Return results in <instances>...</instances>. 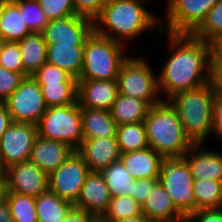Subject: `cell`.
I'll list each match as a JSON object with an SVG mask.
<instances>
[{
  "label": "cell",
  "instance_id": "19",
  "mask_svg": "<svg viewBox=\"0 0 222 222\" xmlns=\"http://www.w3.org/2000/svg\"><path fill=\"white\" fill-rule=\"evenodd\" d=\"M74 151L64 142L49 140L37 135L29 160L49 175L64 163Z\"/></svg>",
  "mask_w": 222,
  "mask_h": 222
},
{
  "label": "cell",
  "instance_id": "40",
  "mask_svg": "<svg viewBox=\"0 0 222 222\" xmlns=\"http://www.w3.org/2000/svg\"><path fill=\"white\" fill-rule=\"evenodd\" d=\"M110 0H73L76 15L94 21Z\"/></svg>",
  "mask_w": 222,
  "mask_h": 222
},
{
  "label": "cell",
  "instance_id": "37",
  "mask_svg": "<svg viewBox=\"0 0 222 222\" xmlns=\"http://www.w3.org/2000/svg\"><path fill=\"white\" fill-rule=\"evenodd\" d=\"M0 65L24 77V67L18 42L5 41L0 48Z\"/></svg>",
  "mask_w": 222,
  "mask_h": 222
},
{
  "label": "cell",
  "instance_id": "39",
  "mask_svg": "<svg viewBox=\"0 0 222 222\" xmlns=\"http://www.w3.org/2000/svg\"><path fill=\"white\" fill-rule=\"evenodd\" d=\"M24 77L0 65V101H5L19 86Z\"/></svg>",
  "mask_w": 222,
  "mask_h": 222
},
{
  "label": "cell",
  "instance_id": "2",
  "mask_svg": "<svg viewBox=\"0 0 222 222\" xmlns=\"http://www.w3.org/2000/svg\"><path fill=\"white\" fill-rule=\"evenodd\" d=\"M144 1L110 0L93 21L94 31L125 46H128L126 43L129 40H134L152 29H157L160 33V17L146 9L142 3Z\"/></svg>",
  "mask_w": 222,
  "mask_h": 222
},
{
  "label": "cell",
  "instance_id": "35",
  "mask_svg": "<svg viewBox=\"0 0 222 222\" xmlns=\"http://www.w3.org/2000/svg\"><path fill=\"white\" fill-rule=\"evenodd\" d=\"M23 14L24 22L31 32H41L48 24V19L37 0H17L15 2Z\"/></svg>",
  "mask_w": 222,
  "mask_h": 222
},
{
  "label": "cell",
  "instance_id": "36",
  "mask_svg": "<svg viewBox=\"0 0 222 222\" xmlns=\"http://www.w3.org/2000/svg\"><path fill=\"white\" fill-rule=\"evenodd\" d=\"M32 77L37 81L38 85H46L47 83H77V79L73 78L69 73L47 62Z\"/></svg>",
  "mask_w": 222,
  "mask_h": 222
},
{
  "label": "cell",
  "instance_id": "5",
  "mask_svg": "<svg viewBox=\"0 0 222 222\" xmlns=\"http://www.w3.org/2000/svg\"><path fill=\"white\" fill-rule=\"evenodd\" d=\"M126 47L93 30L84 42L83 67L78 80H117L120 67L128 58Z\"/></svg>",
  "mask_w": 222,
  "mask_h": 222
},
{
  "label": "cell",
  "instance_id": "41",
  "mask_svg": "<svg viewBox=\"0 0 222 222\" xmlns=\"http://www.w3.org/2000/svg\"><path fill=\"white\" fill-rule=\"evenodd\" d=\"M157 183L158 178L135 179L132 182V198H134L142 206Z\"/></svg>",
  "mask_w": 222,
  "mask_h": 222
},
{
  "label": "cell",
  "instance_id": "48",
  "mask_svg": "<svg viewBox=\"0 0 222 222\" xmlns=\"http://www.w3.org/2000/svg\"><path fill=\"white\" fill-rule=\"evenodd\" d=\"M7 192V171L0 166V201L6 198Z\"/></svg>",
  "mask_w": 222,
  "mask_h": 222
},
{
  "label": "cell",
  "instance_id": "47",
  "mask_svg": "<svg viewBox=\"0 0 222 222\" xmlns=\"http://www.w3.org/2000/svg\"><path fill=\"white\" fill-rule=\"evenodd\" d=\"M0 222H13L6 198L0 201Z\"/></svg>",
  "mask_w": 222,
  "mask_h": 222
},
{
  "label": "cell",
  "instance_id": "1",
  "mask_svg": "<svg viewBox=\"0 0 222 222\" xmlns=\"http://www.w3.org/2000/svg\"><path fill=\"white\" fill-rule=\"evenodd\" d=\"M158 35L167 36L172 53L157 75L159 93L165 95L163 100L212 80V45L191 34L160 31Z\"/></svg>",
  "mask_w": 222,
  "mask_h": 222
},
{
  "label": "cell",
  "instance_id": "27",
  "mask_svg": "<svg viewBox=\"0 0 222 222\" xmlns=\"http://www.w3.org/2000/svg\"><path fill=\"white\" fill-rule=\"evenodd\" d=\"M38 222H63L74 205L51 191L35 198Z\"/></svg>",
  "mask_w": 222,
  "mask_h": 222
},
{
  "label": "cell",
  "instance_id": "21",
  "mask_svg": "<svg viewBox=\"0 0 222 222\" xmlns=\"http://www.w3.org/2000/svg\"><path fill=\"white\" fill-rule=\"evenodd\" d=\"M163 157L152 148L121 153L120 161L134 179H155L160 174V162Z\"/></svg>",
  "mask_w": 222,
  "mask_h": 222
},
{
  "label": "cell",
  "instance_id": "4",
  "mask_svg": "<svg viewBox=\"0 0 222 222\" xmlns=\"http://www.w3.org/2000/svg\"><path fill=\"white\" fill-rule=\"evenodd\" d=\"M143 122L148 146L162 157H181L193 145L168 100L151 106Z\"/></svg>",
  "mask_w": 222,
  "mask_h": 222
},
{
  "label": "cell",
  "instance_id": "22",
  "mask_svg": "<svg viewBox=\"0 0 222 222\" xmlns=\"http://www.w3.org/2000/svg\"><path fill=\"white\" fill-rule=\"evenodd\" d=\"M84 45L74 43H54L47 45L46 62L58 66L77 79L83 67Z\"/></svg>",
  "mask_w": 222,
  "mask_h": 222
},
{
  "label": "cell",
  "instance_id": "50",
  "mask_svg": "<svg viewBox=\"0 0 222 222\" xmlns=\"http://www.w3.org/2000/svg\"><path fill=\"white\" fill-rule=\"evenodd\" d=\"M5 43V40L2 36V33L0 32V48L2 47V45Z\"/></svg>",
  "mask_w": 222,
  "mask_h": 222
},
{
  "label": "cell",
  "instance_id": "14",
  "mask_svg": "<svg viewBox=\"0 0 222 222\" xmlns=\"http://www.w3.org/2000/svg\"><path fill=\"white\" fill-rule=\"evenodd\" d=\"M8 192L38 197L49 190L48 174L30 160L6 169Z\"/></svg>",
  "mask_w": 222,
  "mask_h": 222
},
{
  "label": "cell",
  "instance_id": "3",
  "mask_svg": "<svg viewBox=\"0 0 222 222\" xmlns=\"http://www.w3.org/2000/svg\"><path fill=\"white\" fill-rule=\"evenodd\" d=\"M216 92L211 80L200 87L178 92L168 99L177 110L185 135L193 144H205L208 136H212Z\"/></svg>",
  "mask_w": 222,
  "mask_h": 222
},
{
  "label": "cell",
  "instance_id": "28",
  "mask_svg": "<svg viewBox=\"0 0 222 222\" xmlns=\"http://www.w3.org/2000/svg\"><path fill=\"white\" fill-rule=\"evenodd\" d=\"M106 180L112 197L125 195L132 197V182L135 180L123 163L118 160L100 172Z\"/></svg>",
  "mask_w": 222,
  "mask_h": 222
},
{
  "label": "cell",
  "instance_id": "31",
  "mask_svg": "<svg viewBox=\"0 0 222 222\" xmlns=\"http://www.w3.org/2000/svg\"><path fill=\"white\" fill-rule=\"evenodd\" d=\"M39 86L47 108L77 102V83H47Z\"/></svg>",
  "mask_w": 222,
  "mask_h": 222
},
{
  "label": "cell",
  "instance_id": "38",
  "mask_svg": "<svg viewBox=\"0 0 222 222\" xmlns=\"http://www.w3.org/2000/svg\"><path fill=\"white\" fill-rule=\"evenodd\" d=\"M46 18L57 20L76 15L73 0H37Z\"/></svg>",
  "mask_w": 222,
  "mask_h": 222
},
{
  "label": "cell",
  "instance_id": "26",
  "mask_svg": "<svg viewBox=\"0 0 222 222\" xmlns=\"http://www.w3.org/2000/svg\"><path fill=\"white\" fill-rule=\"evenodd\" d=\"M0 32L5 41L17 42L32 33L15 2L0 3Z\"/></svg>",
  "mask_w": 222,
  "mask_h": 222
},
{
  "label": "cell",
  "instance_id": "9",
  "mask_svg": "<svg viewBox=\"0 0 222 222\" xmlns=\"http://www.w3.org/2000/svg\"><path fill=\"white\" fill-rule=\"evenodd\" d=\"M219 0H167L166 20L161 31L171 34H193L205 21L209 10Z\"/></svg>",
  "mask_w": 222,
  "mask_h": 222
},
{
  "label": "cell",
  "instance_id": "53",
  "mask_svg": "<svg viewBox=\"0 0 222 222\" xmlns=\"http://www.w3.org/2000/svg\"><path fill=\"white\" fill-rule=\"evenodd\" d=\"M221 184V197H222V180L220 181Z\"/></svg>",
  "mask_w": 222,
  "mask_h": 222
},
{
  "label": "cell",
  "instance_id": "46",
  "mask_svg": "<svg viewBox=\"0 0 222 222\" xmlns=\"http://www.w3.org/2000/svg\"><path fill=\"white\" fill-rule=\"evenodd\" d=\"M12 122L5 102L0 101V139Z\"/></svg>",
  "mask_w": 222,
  "mask_h": 222
},
{
  "label": "cell",
  "instance_id": "25",
  "mask_svg": "<svg viewBox=\"0 0 222 222\" xmlns=\"http://www.w3.org/2000/svg\"><path fill=\"white\" fill-rule=\"evenodd\" d=\"M150 107L146 101L118 93L109 111L117 126H119L143 122Z\"/></svg>",
  "mask_w": 222,
  "mask_h": 222
},
{
  "label": "cell",
  "instance_id": "7",
  "mask_svg": "<svg viewBox=\"0 0 222 222\" xmlns=\"http://www.w3.org/2000/svg\"><path fill=\"white\" fill-rule=\"evenodd\" d=\"M38 135L64 142L77 151L83 142L81 111L78 102L50 107L37 123Z\"/></svg>",
  "mask_w": 222,
  "mask_h": 222
},
{
  "label": "cell",
  "instance_id": "52",
  "mask_svg": "<svg viewBox=\"0 0 222 222\" xmlns=\"http://www.w3.org/2000/svg\"><path fill=\"white\" fill-rule=\"evenodd\" d=\"M222 51V41L216 45Z\"/></svg>",
  "mask_w": 222,
  "mask_h": 222
},
{
  "label": "cell",
  "instance_id": "6",
  "mask_svg": "<svg viewBox=\"0 0 222 222\" xmlns=\"http://www.w3.org/2000/svg\"><path fill=\"white\" fill-rule=\"evenodd\" d=\"M158 182L168 192L174 206L186 219L197 211V201L193 193L194 177L183 156L161 159Z\"/></svg>",
  "mask_w": 222,
  "mask_h": 222
},
{
  "label": "cell",
  "instance_id": "13",
  "mask_svg": "<svg viewBox=\"0 0 222 222\" xmlns=\"http://www.w3.org/2000/svg\"><path fill=\"white\" fill-rule=\"evenodd\" d=\"M93 30L92 20L83 16L73 15L48 21L41 33L46 45H53L54 43L84 45L86 38Z\"/></svg>",
  "mask_w": 222,
  "mask_h": 222
},
{
  "label": "cell",
  "instance_id": "51",
  "mask_svg": "<svg viewBox=\"0 0 222 222\" xmlns=\"http://www.w3.org/2000/svg\"><path fill=\"white\" fill-rule=\"evenodd\" d=\"M17 0H0V3H3V2H16Z\"/></svg>",
  "mask_w": 222,
  "mask_h": 222
},
{
  "label": "cell",
  "instance_id": "16",
  "mask_svg": "<svg viewBox=\"0 0 222 222\" xmlns=\"http://www.w3.org/2000/svg\"><path fill=\"white\" fill-rule=\"evenodd\" d=\"M119 93L117 80H77L80 107L109 111Z\"/></svg>",
  "mask_w": 222,
  "mask_h": 222
},
{
  "label": "cell",
  "instance_id": "29",
  "mask_svg": "<svg viewBox=\"0 0 222 222\" xmlns=\"http://www.w3.org/2000/svg\"><path fill=\"white\" fill-rule=\"evenodd\" d=\"M116 139L121 153L138 151L149 147L144 122L117 126Z\"/></svg>",
  "mask_w": 222,
  "mask_h": 222
},
{
  "label": "cell",
  "instance_id": "43",
  "mask_svg": "<svg viewBox=\"0 0 222 222\" xmlns=\"http://www.w3.org/2000/svg\"><path fill=\"white\" fill-rule=\"evenodd\" d=\"M211 134L217 140L222 139V91L217 90L213 106V125Z\"/></svg>",
  "mask_w": 222,
  "mask_h": 222
},
{
  "label": "cell",
  "instance_id": "44",
  "mask_svg": "<svg viewBox=\"0 0 222 222\" xmlns=\"http://www.w3.org/2000/svg\"><path fill=\"white\" fill-rule=\"evenodd\" d=\"M212 80L216 89L222 91V51L217 46L212 51Z\"/></svg>",
  "mask_w": 222,
  "mask_h": 222
},
{
  "label": "cell",
  "instance_id": "17",
  "mask_svg": "<svg viewBox=\"0 0 222 222\" xmlns=\"http://www.w3.org/2000/svg\"><path fill=\"white\" fill-rule=\"evenodd\" d=\"M77 152L83 157L90 172H101L120 160L121 155L116 137L83 139Z\"/></svg>",
  "mask_w": 222,
  "mask_h": 222
},
{
  "label": "cell",
  "instance_id": "12",
  "mask_svg": "<svg viewBox=\"0 0 222 222\" xmlns=\"http://www.w3.org/2000/svg\"><path fill=\"white\" fill-rule=\"evenodd\" d=\"M37 125L12 122L0 139V166L7 169L30 159Z\"/></svg>",
  "mask_w": 222,
  "mask_h": 222
},
{
  "label": "cell",
  "instance_id": "45",
  "mask_svg": "<svg viewBox=\"0 0 222 222\" xmlns=\"http://www.w3.org/2000/svg\"><path fill=\"white\" fill-rule=\"evenodd\" d=\"M63 222H99V219L86 211L73 208Z\"/></svg>",
  "mask_w": 222,
  "mask_h": 222
},
{
  "label": "cell",
  "instance_id": "23",
  "mask_svg": "<svg viewBox=\"0 0 222 222\" xmlns=\"http://www.w3.org/2000/svg\"><path fill=\"white\" fill-rule=\"evenodd\" d=\"M83 139L116 137L117 124L104 109L80 107Z\"/></svg>",
  "mask_w": 222,
  "mask_h": 222
},
{
  "label": "cell",
  "instance_id": "33",
  "mask_svg": "<svg viewBox=\"0 0 222 222\" xmlns=\"http://www.w3.org/2000/svg\"><path fill=\"white\" fill-rule=\"evenodd\" d=\"M137 215H142V206L130 196L118 195L111 197L108 209L99 222H115Z\"/></svg>",
  "mask_w": 222,
  "mask_h": 222
},
{
  "label": "cell",
  "instance_id": "15",
  "mask_svg": "<svg viewBox=\"0 0 222 222\" xmlns=\"http://www.w3.org/2000/svg\"><path fill=\"white\" fill-rule=\"evenodd\" d=\"M111 197L103 175L100 172H90L80 190L74 208L86 211L100 219L108 209Z\"/></svg>",
  "mask_w": 222,
  "mask_h": 222
},
{
  "label": "cell",
  "instance_id": "18",
  "mask_svg": "<svg viewBox=\"0 0 222 222\" xmlns=\"http://www.w3.org/2000/svg\"><path fill=\"white\" fill-rule=\"evenodd\" d=\"M204 144H193L183 155L194 179L222 180V152L205 150Z\"/></svg>",
  "mask_w": 222,
  "mask_h": 222
},
{
  "label": "cell",
  "instance_id": "42",
  "mask_svg": "<svg viewBox=\"0 0 222 222\" xmlns=\"http://www.w3.org/2000/svg\"><path fill=\"white\" fill-rule=\"evenodd\" d=\"M186 222H222V207L194 211Z\"/></svg>",
  "mask_w": 222,
  "mask_h": 222
},
{
  "label": "cell",
  "instance_id": "11",
  "mask_svg": "<svg viewBox=\"0 0 222 222\" xmlns=\"http://www.w3.org/2000/svg\"><path fill=\"white\" fill-rule=\"evenodd\" d=\"M89 173L83 157L74 151L48 175L49 191L74 205Z\"/></svg>",
  "mask_w": 222,
  "mask_h": 222
},
{
  "label": "cell",
  "instance_id": "10",
  "mask_svg": "<svg viewBox=\"0 0 222 222\" xmlns=\"http://www.w3.org/2000/svg\"><path fill=\"white\" fill-rule=\"evenodd\" d=\"M4 102L13 122L37 125L47 110L41 88L32 76L24 77Z\"/></svg>",
  "mask_w": 222,
  "mask_h": 222
},
{
  "label": "cell",
  "instance_id": "8",
  "mask_svg": "<svg viewBox=\"0 0 222 222\" xmlns=\"http://www.w3.org/2000/svg\"><path fill=\"white\" fill-rule=\"evenodd\" d=\"M119 93L146 101L150 106L160 103L158 77L148 60L130 57L122 63L117 76Z\"/></svg>",
  "mask_w": 222,
  "mask_h": 222
},
{
  "label": "cell",
  "instance_id": "20",
  "mask_svg": "<svg viewBox=\"0 0 222 222\" xmlns=\"http://www.w3.org/2000/svg\"><path fill=\"white\" fill-rule=\"evenodd\" d=\"M142 214L151 222H186L164 187L158 182L142 205Z\"/></svg>",
  "mask_w": 222,
  "mask_h": 222
},
{
  "label": "cell",
  "instance_id": "34",
  "mask_svg": "<svg viewBox=\"0 0 222 222\" xmlns=\"http://www.w3.org/2000/svg\"><path fill=\"white\" fill-rule=\"evenodd\" d=\"M6 201L10 207L13 222H38L35 197L7 192Z\"/></svg>",
  "mask_w": 222,
  "mask_h": 222
},
{
  "label": "cell",
  "instance_id": "49",
  "mask_svg": "<svg viewBox=\"0 0 222 222\" xmlns=\"http://www.w3.org/2000/svg\"><path fill=\"white\" fill-rule=\"evenodd\" d=\"M115 222H151V221L148 220V219L142 214V215H137V216L130 217V218L120 219V220L115 221Z\"/></svg>",
  "mask_w": 222,
  "mask_h": 222
},
{
  "label": "cell",
  "instance_id": "32",
  "mask_svg": "<svg viewBox=\"0 0 222 222\" xmlns=\"http://www.w3.org/2000/svg\"><path fill=\"white\" fill-rule=\"evenodd\" d=\"M193 193L197 201V210L222 207L220 181L194 179Z\"/></svg>",
  "mask_w": 222,
  "mask_h": 222
},
{
  "label": "cell",
  "instance_id": "30",
  "mask_svg": "<svg viewBox=\"0 0 222 222\" xmlns=\"http://www.w3.org/2000/svg\"><path fill=\"white\" fill-rule=\"evenodd\" d=\"M192 35L212 46L222 41V0L209 10L205 21Z\"/></svg>",
  "mask_w": 222,
  "mask_h": 222
},
{
  "label": "cell",
  "instance_id": "24",
  "mask_svg": "<svg viewBox=\"0 0 222 222\" xmlns=\"http://www.w3.org/2000/svg\"><path fill=\"white\" fill-rule=\"evenodd\" d=\"M17 42L21 51L24 77L32 76L46 63L47 45L43 35L41 32H32Z\"/></svg>",
  "mask_w": 222,
  "mask_h": 222
}]
</instances>
